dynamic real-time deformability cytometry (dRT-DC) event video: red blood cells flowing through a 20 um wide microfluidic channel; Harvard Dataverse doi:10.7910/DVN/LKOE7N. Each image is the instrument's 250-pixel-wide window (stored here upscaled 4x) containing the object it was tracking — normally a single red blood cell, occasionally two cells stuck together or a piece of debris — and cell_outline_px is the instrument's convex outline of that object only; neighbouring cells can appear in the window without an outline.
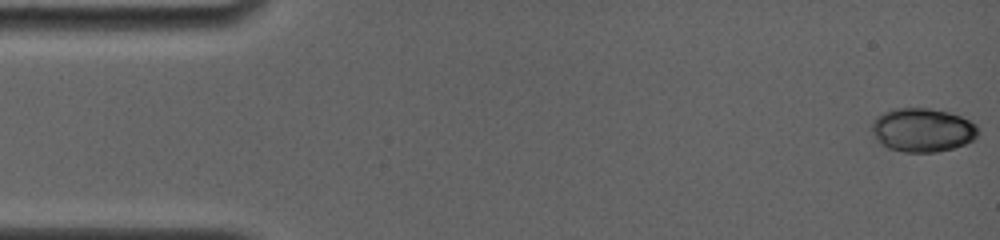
{"species": "common noctule bat (a hibernating species)", "species_latin": "Nyctalus noctula", "temperature_condition": "room temperature", "stored_images_in_passage": 20, "camera_frame_rate_fps": 4000, "um_per_image_px": 0.085, "animal": {"sex": "female", "body_mass_g": 19.0, "forearm_length_mm": 56.7}, "frame": {"image": 1, "passage_image": 1, "time_ms": 0.0, "image_size_px": [1000, 240], "cell_outline_px": [[976, 136], [972, 140], [964, 144], [952, 148], [932, 152], [908, 152], [888, 148], [876, 136], [872, 128], [876, 120], [880, 116], [888, 112], [904, 108], [924, 108], [944, 112], [960, 116], [968, 120], [976, 128]], "centroid_in_image_um": [78.44, 11.07], "position_along_channel_um": 6.6, "area_um2": 25.72}}
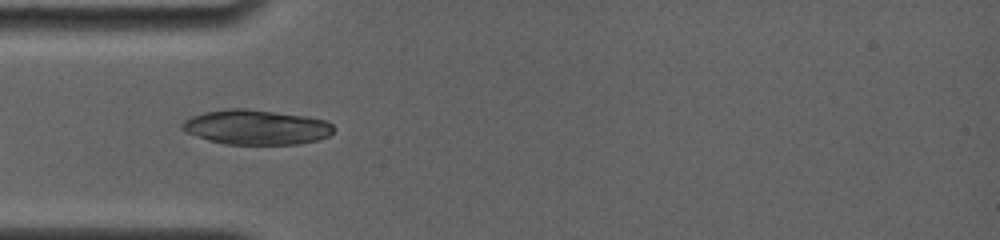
{"frame": {"image": 2, "passage_image": 20, "time_ms": 4.75, "image_size_px": [1000, 240], "cell_outline_px": [[336, 128], [328, 136], [320, 140], [300, 144], [224, 144], [208, 140], [184, 132], [180, 128], [180, 124], [184, 120], [192, 116], [204, 112], [224, 108], [244, 108], [304, 116], [324, 120], [332, 124]], "centroid_in_image_um": [21.74, 10.81], "position_along_channel_um": 63.3, "area_um2": 30.92}}